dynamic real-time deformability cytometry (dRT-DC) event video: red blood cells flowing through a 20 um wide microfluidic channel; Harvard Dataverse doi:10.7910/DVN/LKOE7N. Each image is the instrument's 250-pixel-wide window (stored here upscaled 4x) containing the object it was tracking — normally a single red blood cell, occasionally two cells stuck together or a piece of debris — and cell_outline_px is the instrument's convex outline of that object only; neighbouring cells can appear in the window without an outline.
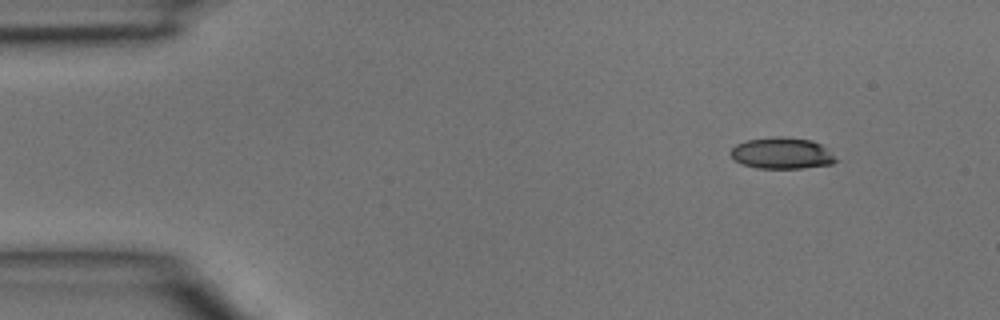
{"species": "common noctule bat (a hibernating species)", "species_latin": "Nyctalus noctula", "temperature_condition": "room temperature", "stored_images_in_passage": 3, "camera_frame_rate_fps": 3000, "um_per_image_px": 0.085, "animal": {"sex": "male", "body_mass_g": 15.6}, "frame": {"image": 1, "passage_image": 1, "time_ms": 0.0, "image_size_px": [1000, 320], "cell_outline_px": [[840, 160], [832, 164], [800, 168], [756, 168], [744, 164], [736, 160], [728, 152], [736, 144], [748, 140], [772, 136], [784, 136], [812, 140], [820, 144]], "centroid_in_image_um": [66.47, 13.01], "position_along_channel_um": 18.5, "area_um2": 19.25}}